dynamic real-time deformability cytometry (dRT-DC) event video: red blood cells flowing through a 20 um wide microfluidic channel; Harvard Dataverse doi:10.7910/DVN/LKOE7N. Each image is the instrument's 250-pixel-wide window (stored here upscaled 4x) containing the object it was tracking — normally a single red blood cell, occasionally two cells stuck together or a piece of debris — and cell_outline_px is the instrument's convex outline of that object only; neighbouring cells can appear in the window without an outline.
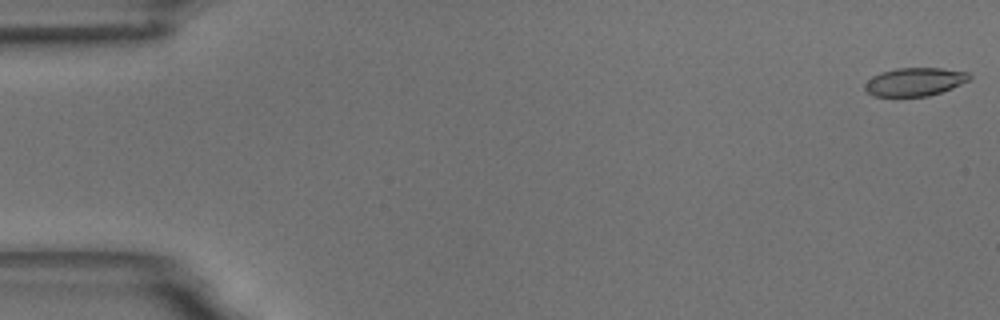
{"species": "common noctule bat (a hibernating species)", "species_latin": "Nyctalus noctula", "temperature_condition": "room temperature", "stored_images_in_passage": 55, "camera_frame_rate_fps": 3000, "um_per_image_px": 0.085, "animal": {"sex": "male", "body_mass_g": 18.8}, "frame": {"image": 1, "passage_image": 1, "time_ms": 0.0, "image_size_px": [1000, 320], "cell_outline_px": [[972, 80], [952, 88], [928, 96], [872, 96], [864, 88], [864, 84], [872, 76], [880, 72], [896, 68], [940, 68], [968, 72], [972, 76]], "centroid_in_image_um": [77.77, 6.95], "position_along_channel_um": 7.2, "area_um2": 17.34}}
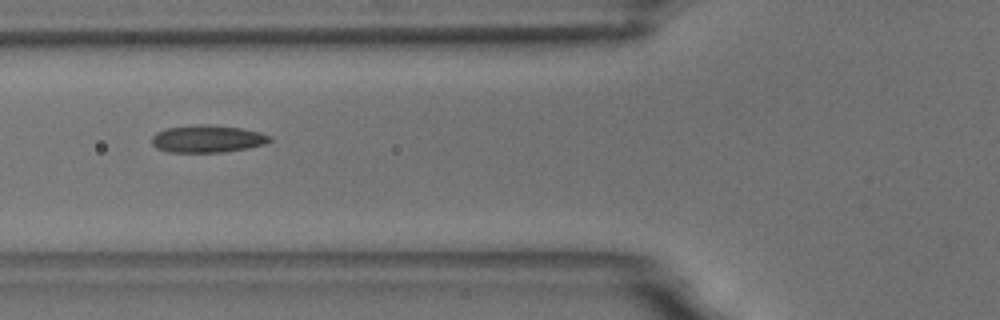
{"frame": {"image": 2, "passage_image": 21, "time_ms": 6.667, "image_size_px": [1000, 320], "cell_outline_px": [[272, 140], [264, 144], [248, 148], [224, 152], [168, 152], [156, 148], [152, 144], [152, 136], [156, 132], [168, 128], [200, 124], [208, 124], [240, 128], [260, 132], [272, 136]], "centroid_in_image_um": [17.64, 11.8], "position_along_channel_um": 108.2, "area_um2": 18.84}}
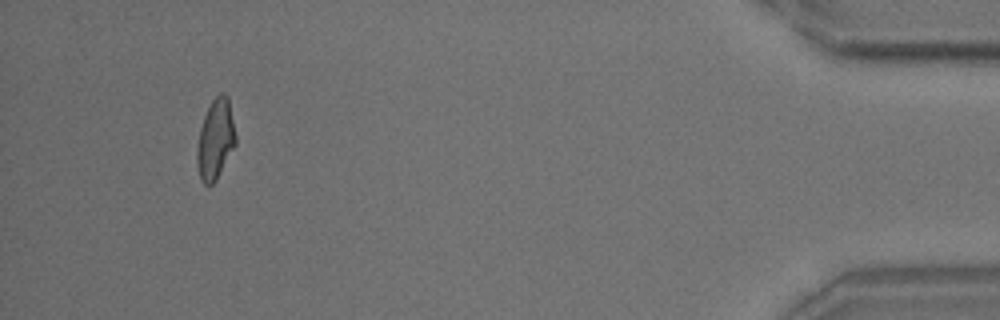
{"frame": {"image": 3, "passage_image": 52, "time_ms": 17.0, "image_size_px": [1000, 320], "cell_outline_px": [[236, 144], [216, 180], [212, 184], [204, 184], [200, 180], [196, 160], [196, 152], [200, 128], [204, 116], [212, 100], [220, 92], [224, 92], [228, 96], [236, 136]], "centroid_in_image_um": [18.31, 11.84], "position_along_channel_um": 416.9, "area_um2": 18.03}, "authors_computed_cell_mechanics": {"area_um2": 18.207, "velocity_mm_per_s": 3.6517, "shape_relaxation_time_tau1_ms": 4.6446, "shape_relaxation_time_tau2_ms": 1.253, "deformation_change_tau1": 0.1534, "deformation_change_tau2": 0.0682}}